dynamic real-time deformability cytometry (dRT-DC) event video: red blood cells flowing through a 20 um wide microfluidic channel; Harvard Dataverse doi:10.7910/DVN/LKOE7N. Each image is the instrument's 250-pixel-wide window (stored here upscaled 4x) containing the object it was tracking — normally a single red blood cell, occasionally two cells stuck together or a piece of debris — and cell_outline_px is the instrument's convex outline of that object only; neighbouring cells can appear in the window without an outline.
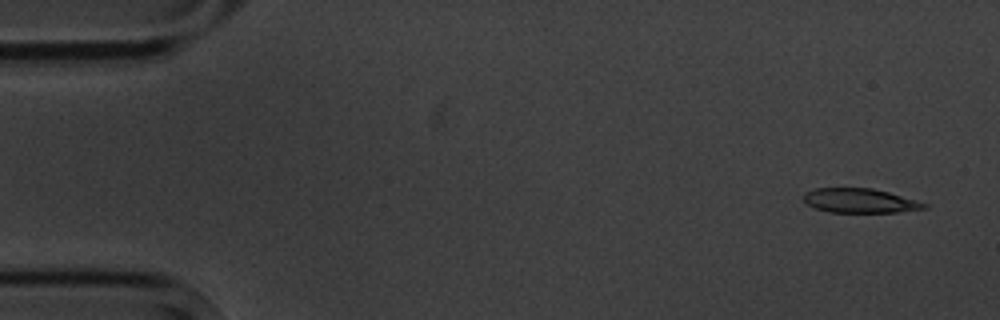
{"species": "common noctule bat (a hibernating species)", "species_latin": "Nyctalus noctula", "temperature_condition": "cold", "stored_images_in_passage": 4, "camera_frame_rate_fps": 3000, "um_per_image_px": 0.085, "animal": {"sex": "male", "body_mass_g": 20.1, "forearm_length_mm": 53.5}, "frame": {"image": 1, "passage_image": 1, "time_ms": 0.0, "image_size_px": [1000, 320], "cell_outline_px": [[928, 208], [896, 212], [828, 212], [816, 208], [808, 204], [804, 200], [804, 192], [816, 188], [872, 188], [888, 192], [916, 200], [928, 204]], "centroid_in_image_um": [73.09, 17.05], "position_along_channel_um": 11.9, "area_um2": 16.99}}